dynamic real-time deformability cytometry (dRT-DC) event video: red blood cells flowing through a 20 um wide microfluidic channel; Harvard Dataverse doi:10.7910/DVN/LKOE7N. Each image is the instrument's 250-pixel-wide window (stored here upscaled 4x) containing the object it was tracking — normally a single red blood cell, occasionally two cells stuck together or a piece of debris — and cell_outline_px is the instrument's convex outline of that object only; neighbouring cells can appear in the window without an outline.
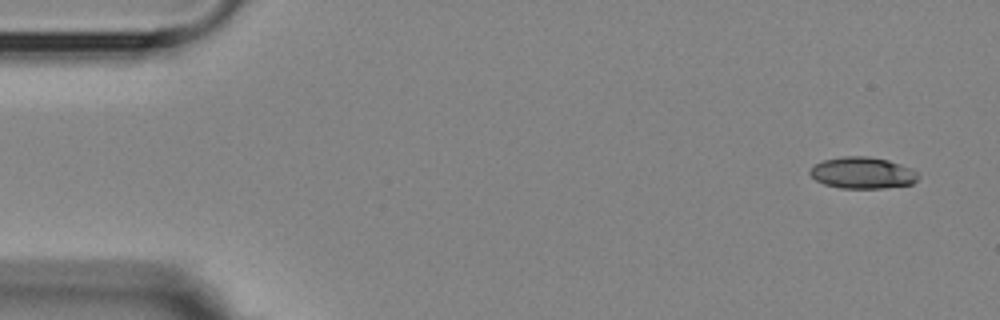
{"species": "Egyptian fruit bat (a non-hibernating species)", "species_latin": "Rousettus aegyptiacus", "temperature_condition": "room temperature", "stored_images_in_passage": 4, "camera_frame_rate_fps": 3000, "um_per_image_px": 0.085, "animal": {"sex": "female"}, "frame": {"image": 1, "passage_image": 1, "time_ms": 0.0, "image_size_px": [1000, 320], "cell_outline_px": [[920, 176], [912, 184], [884, 188], [840, 188], [824, 184], [816, 180], [808, 172], [816, 164], [824, 160], [844, 156], [868, 156], [888, 160], [912, 168]], "centroid_in_image_um": [73.33, 14.69], "position_along_channel_um": 11.7, "area_um2": 19.83}}